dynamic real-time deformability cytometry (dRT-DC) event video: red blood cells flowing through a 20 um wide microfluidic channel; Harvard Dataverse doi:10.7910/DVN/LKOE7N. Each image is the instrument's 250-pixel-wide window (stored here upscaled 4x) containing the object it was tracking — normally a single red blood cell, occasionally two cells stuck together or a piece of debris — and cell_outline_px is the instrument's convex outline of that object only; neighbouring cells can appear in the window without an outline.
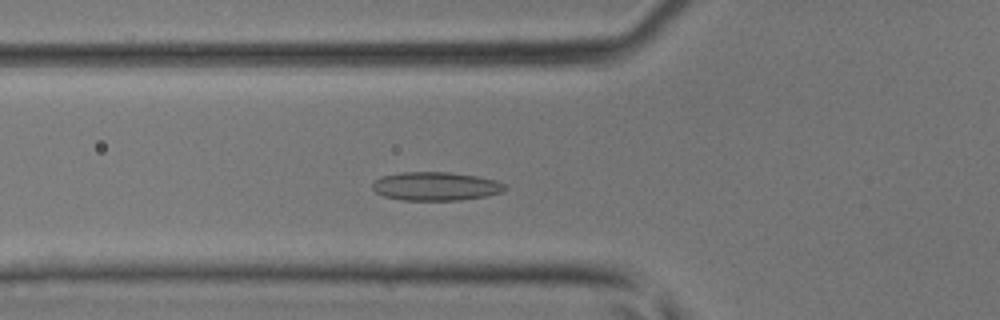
{"species": "common noctule bat (a hibernating species)", "species_latin": "Nyctalus noctula", "temperature_condition": "room temperature", "stored_images_in_passage": 34, "camera_frame_rate_fps": 3000, "um_per_image_px": 0.085, "animal": {"sex": "male", "body_mass_g": 17.9, "forearm_length_mm": 54.2}, "frame": {"image": 1, "passage_image": 6, "time_ms": 1.667, "image_size_px": [1000, 320], "cell_outline_px": [[508, 188], [504, 192], [488, 196], [460, 200], [400, 200], [384, 196], [376, 192], [372, 188], [372, 184], [380, 176], [400, 172], [448, 172], [476, 176], [496, 180], [504, 184]], "centroid_in_image_um": [37.05, 15.83], "position_along_channel_um": 88.7, "area_um2": 22.25}}
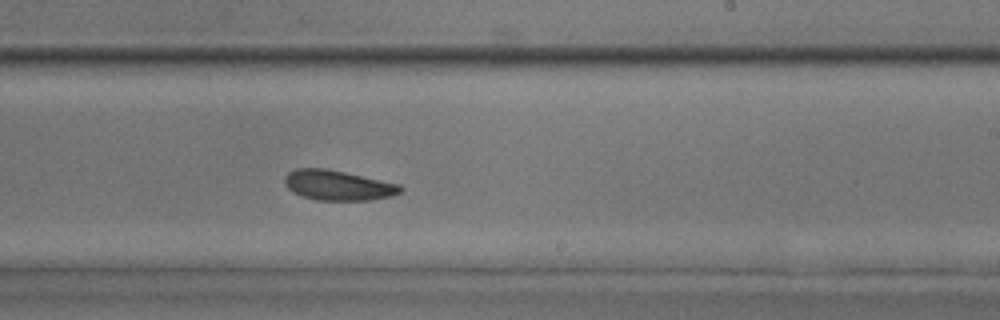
{"frame": {"image": 2, "passage_image": 17, "time_ms": 5.333, "image_size_px": [1000, 320], "cell_outline_px": [[404, 188], [400, 192], [392, 196], [368, 200], [316, 200], [292, 192], [284, 184], [284, 176], [288, 172], [296, 168], [324, 168], [344, 172], [400, 184]], "centroid_in_image_um": [28.71, 15.75], "position_along_channel_um": 260.3, "area_um2": 20.23}}
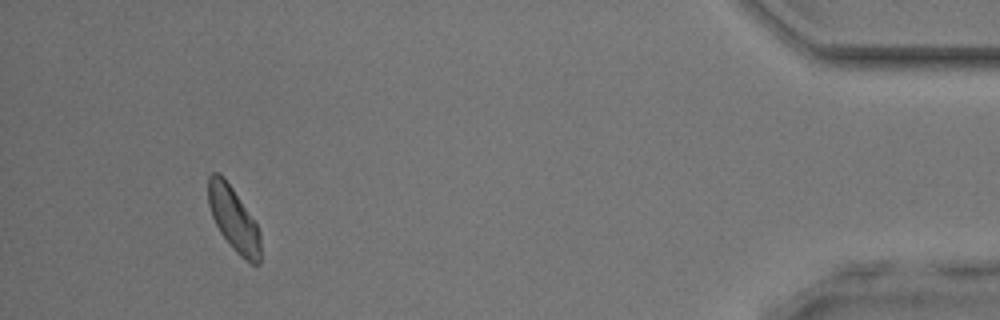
{"frame": {"image": 3, "passage_image": 31, "time_ms": 10.0, "image_size_px": [1000, 320], "cell_outline_px": [[260, 264], [252, 264], [240, 256], [232, 248], [220, 232], [212, 216], [208, 204], [208, 176], [212, 172], [216, 172], [224, 176], [256, 224], [260, 232]], "centroid_in_image_um": [19.84, 18.62], "position_along_channel_um": 415.4, "area_um2": 19.31}}